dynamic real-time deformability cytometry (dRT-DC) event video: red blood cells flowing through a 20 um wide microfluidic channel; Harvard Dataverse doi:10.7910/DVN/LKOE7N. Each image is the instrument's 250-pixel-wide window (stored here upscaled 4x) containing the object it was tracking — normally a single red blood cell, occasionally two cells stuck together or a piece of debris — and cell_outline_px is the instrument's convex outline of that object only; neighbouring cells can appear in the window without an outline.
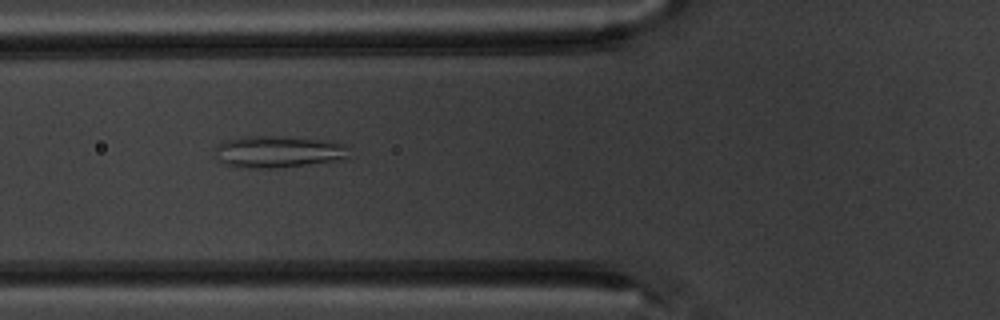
{"species": "common noctule bat (a hibernating species)", "species_latin": "Nyctalus noctula", "temperature_condition": "warm", "stored_images_in_passage": 8, "camera_frame_rate_fps": 3000, "um_per_image_px": 0.085, "animal": {"sex": "male", "body_mass_g": 20.1, "forearm_length_mm": 53.5}, "frame": {"image": 1, "passage_image": 4, "time_ms": 3.333, "image_size_px": [1000, 320], "cell_outline_px": [[348, 156], [332, 160], [304, 164], [272, 168], [248, 168], [224, 164], [216, 160], [212, 156], [212, 148], [216, 144], [224, 140], [244, 136], [280, 136], [332, 140], [348, 144]], "centroid_in_image_um": [23.53, 12.87], "position_along_channel_um": 102.3, "area_um2": 25.26}}
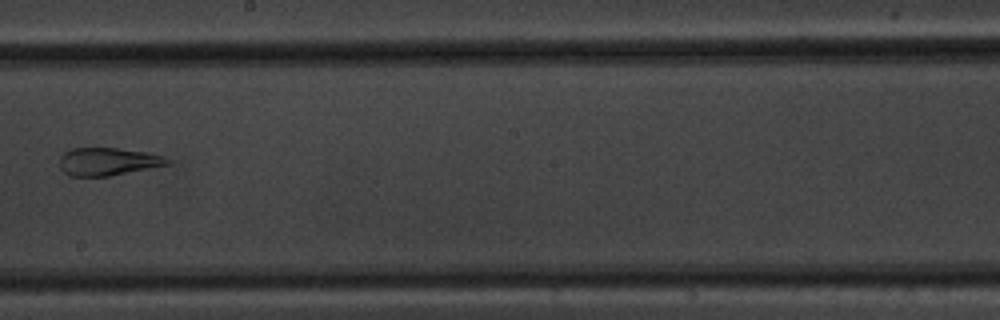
{"frame": {"image": 2, "passage_image": 7, "time_ms": 7.0, "image_size_px": [1000, 320], "cell_outline_px": [[168, 164], [108, 176], [68, 176], [60, 168], [60, 156], [64, 152], [72, 148], [116, 148], [148, 152], [164, 156], [168, 160]], "centroid_in_image_um": [9.11, 13.72], "position_along_channel_um": 239.1, "area_um2": 17.28}}
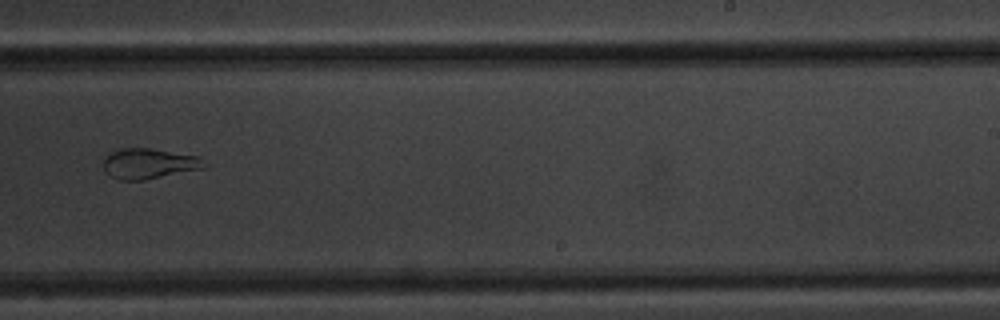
{"frame": {"image": 3, "passage_image": 8, "time_ms": 8.0, "image_size_px": [1000, 320], "cell_outline_px": [[204, 168], [144, 180], [120, 180], [104, 172], [104, 156], [120, 148], [152, 148], [200, 156]], "centroid_in_image_um": [12.62, 13.9], "position_along_channel_um": 276.4, "area_um2": 17.8}}